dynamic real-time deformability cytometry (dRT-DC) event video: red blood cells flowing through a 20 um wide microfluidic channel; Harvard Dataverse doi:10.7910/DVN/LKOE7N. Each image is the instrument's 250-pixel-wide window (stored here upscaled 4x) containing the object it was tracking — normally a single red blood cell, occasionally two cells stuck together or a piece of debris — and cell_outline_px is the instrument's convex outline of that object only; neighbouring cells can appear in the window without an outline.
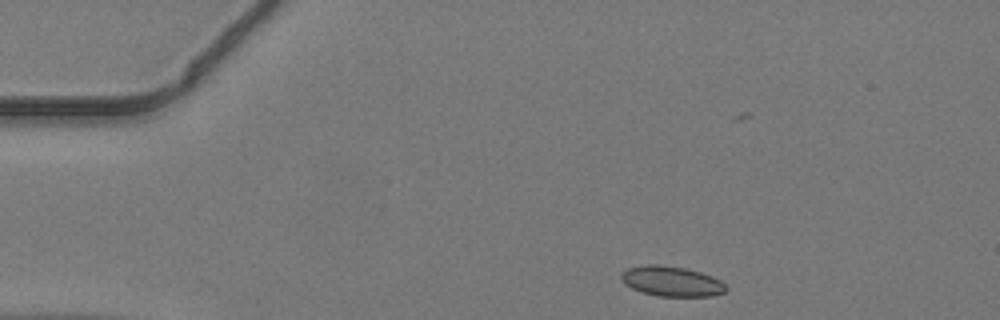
{"species": "common noctule bat (a hibernating species)", "species_latin": "Nyctalus noctula", "temperature_condition": "warm", "stored_images_in_passage": 41, "camera_frame_rate_fps": 3000, "um_per_image_px": 0.085, "animal": {"sex": "male", "body_mass_g": 19.2, "forearm_length_mm": 51.8}, "frame": {"image": 1, "passage_image": 1, "time_ms": 0.0, "image_size_px": [1000, 320], "cell_outline_px": [[728, 288], [724, 292], [712, 296], [656, 296], [640, 292], [624, 284], [620, 276], [620, 272], [628, 268], [644, 264], [656, 264], [684, 268], [700, 272], [712, 276], [720, 280]], "centroid_in_image_um": [57.05, 23.91], "position_along_channel_um": 28.0, "area_um2": 18.5}}
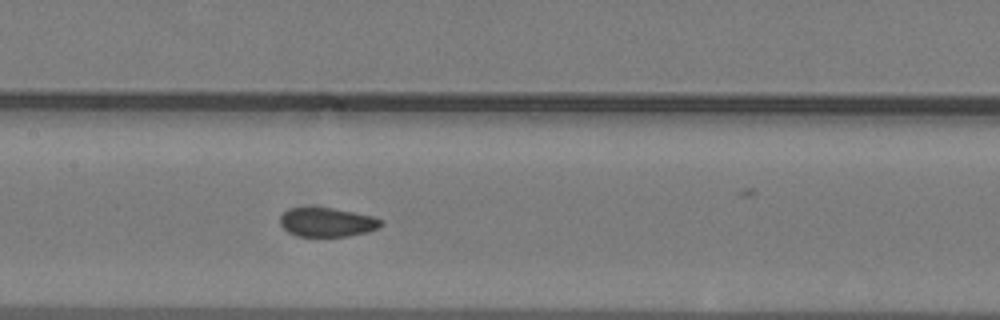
{"frame": {"image": 2, "passage_image": 16, "time_ms": 5.0, "image_size_px": [1000, 320], "cell_outline_px": [[384, 224], [380, 228], [368, 232], [348, 236], [300, 236], [288, 232], [280, 224], [280, 216], [288, 208], [332, 208], [372, 216], [384, 220]], "centroid_in_image_um": [27.84, 18.89], "position_along_channel_um": 179.6, "area_um2": 17.05}}
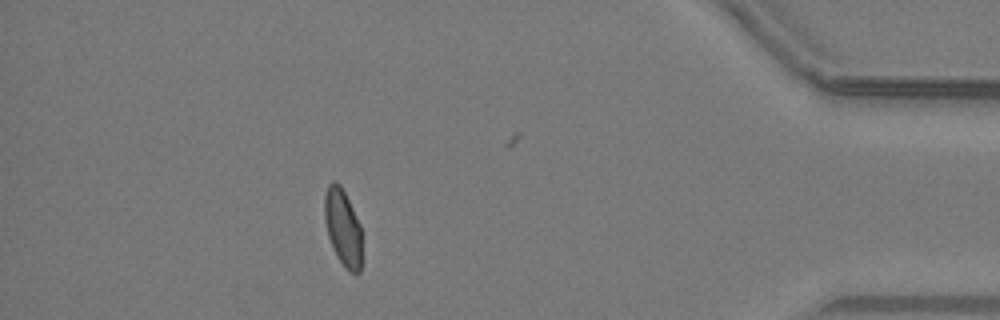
{"frame": {"image": 3, "passage_image": 35, "time_ms": 11.333, "image_size_px": [1000, 320], "cell_outline_px": [[360, 272], [356, 276], [336, 256], [328, 236], [324, 220], [324, 196], [328, 184], [332, 180], [336, 180], [340, 184], [360, 224]], "centroid_in_image_um": [29.11, 19.28], "position_along_channel_um": 406.1, "area_um2": 16.47}}